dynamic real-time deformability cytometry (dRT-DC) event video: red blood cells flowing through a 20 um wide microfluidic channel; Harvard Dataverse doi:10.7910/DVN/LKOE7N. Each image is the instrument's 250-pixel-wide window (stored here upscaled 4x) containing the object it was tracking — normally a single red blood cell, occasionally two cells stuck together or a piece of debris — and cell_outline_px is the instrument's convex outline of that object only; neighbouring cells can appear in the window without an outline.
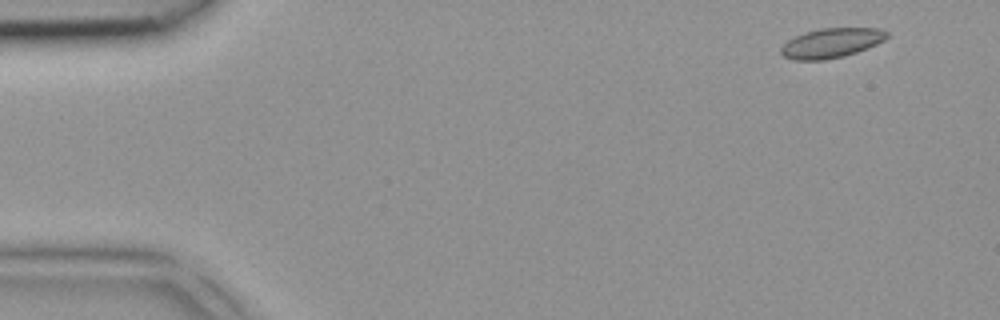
{"species": "common noctule bat (a hibernating species)", "species_latin": "Nyctalus noctula", "temperature_condition": "room temperature", "stored_images_in_passage": 4, "camera_frame_rate_fps": 3000, "um_per_image_px": 0.085, "animal": {"sex": "female", "body_mass_g": 18.4}, "frame": {"image": 1, "passage_image": 1, "time_ms": 0.0, "image_size_px": [1000, 320], "cell_outline_px": [[888, 36], [884, 40], [868, 48], [844, 56], [824, 60], [792, 60], [784, 56], [780, 52], [780, 48], [788, 40], [804, 32], [820, 28], [880, 28], [888, 32]], "centroid_in_image_um": [70.66, 3.65], "position_along_channel_um": 14.3, "area_um2": 18.32}}
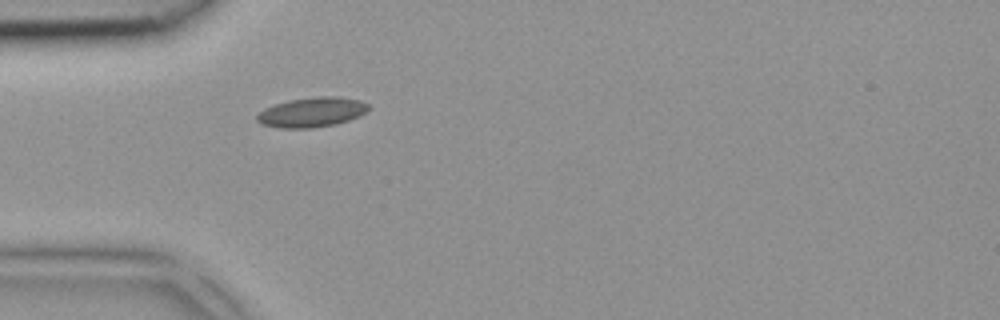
{"frame": {"image": 2, "passage_image": 4, "time_ms": 1.0, "image_size_px": [1000, 320], "cell_outline_px": [[368, 112], [360, 116], [336, 124], [312, 128], [280, 128], [264, 124], [256, 120], [256, 116], [264, 108], [288, 100], [320, 96], [336, 96], [360, 100], [368, 104]], "centroid_in_image_um": [26.53, 9.53], "position_along_channel_um": 58.5, "area_um2": 19.31}}